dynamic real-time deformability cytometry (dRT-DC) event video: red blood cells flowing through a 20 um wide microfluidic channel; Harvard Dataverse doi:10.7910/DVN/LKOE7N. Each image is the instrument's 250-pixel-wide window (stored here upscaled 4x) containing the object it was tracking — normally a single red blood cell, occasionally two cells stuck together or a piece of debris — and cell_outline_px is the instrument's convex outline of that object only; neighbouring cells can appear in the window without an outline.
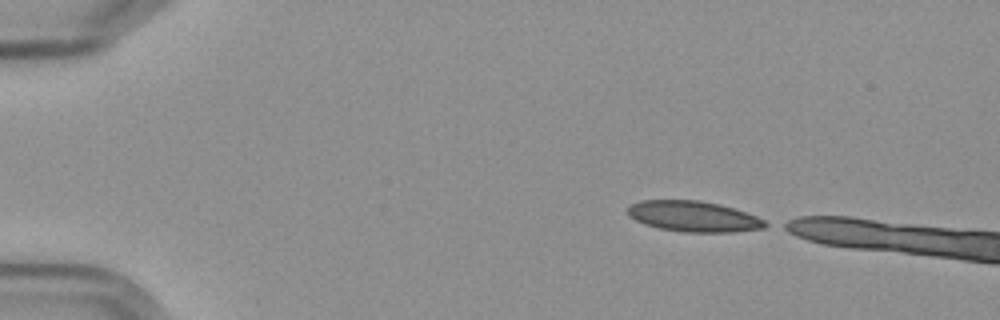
{"species": "Egyptian fruit bat (a non-hibernating species)", "species_latin": "Rousettus aegyptiacus", "temperature_condition": "cold", "stored_images_in_passage": 2, "camera_frame_rate_fps": 3000, "um_per_image_px": 0.085, "frame": {"image": 1, "passage_image": 1, "time_ms": 0.0, "image_size_px": [1000, 320], "cell_outline_px": [[772, 224], [764, 228], [736, 232], [684, 232], [660, 228], [644, 224], [628, 216], [624, 212], [624, 208], [628, 204], [640, 200], [700, 200], [720, 204], [756, 216]], "centroid_in_image_um": [58.9, 18.39], "position_along_channel_um": 26.1, "area_um2": 24.97}}